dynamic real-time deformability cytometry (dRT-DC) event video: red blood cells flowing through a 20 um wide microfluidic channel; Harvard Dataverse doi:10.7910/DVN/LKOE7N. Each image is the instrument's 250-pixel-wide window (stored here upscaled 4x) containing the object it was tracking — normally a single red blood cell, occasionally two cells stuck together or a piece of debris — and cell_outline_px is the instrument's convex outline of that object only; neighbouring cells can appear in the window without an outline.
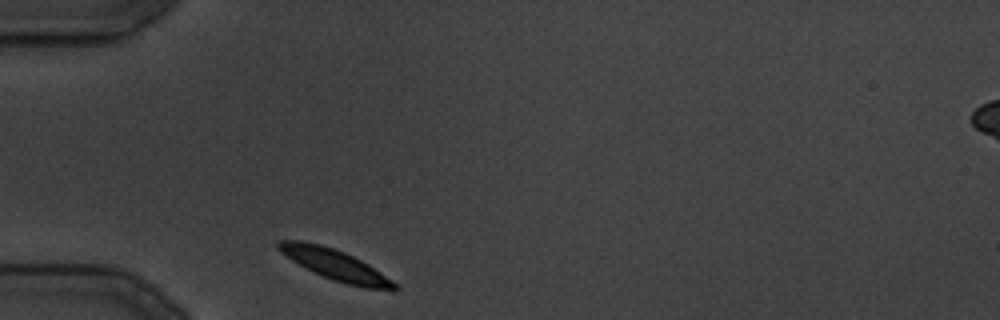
{"species": "common noctule bat (a hibernating species)", "species_latin": "Nyctalus noctula", "temperature_condition": "cold", "stored_images_in_passage": 9, "camera_frame_rate_fps": 3000, "um_per_image_px": 0.085, "animal": {"sex": "male", "body_mass_g": 19.5, "forearm_length_mm": 54.6}, "frame": {"image": 1, "passage_image": 1, "time_ms": 0.0, "image_size_px": [1000, 320], "cell_outline_px": [[400, 288], [392, 292], [364, 288], [348, 284], [324, 276], [292, 260], [280, 252], [276, 248], [276, 244], [280, 240], [300, 240], [320, 244], [344, 252], [368, 264], [392, 280]], "centroid_in_image_um": [28.55, 22.52], "position_along_channel_um": 56.5, "area_um2": 20.46}}
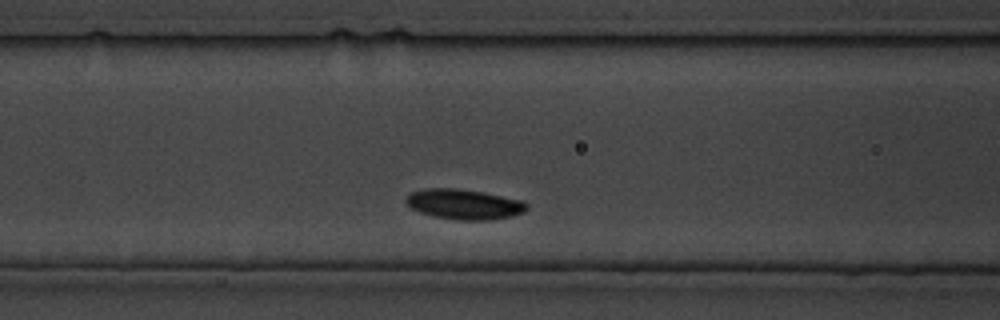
{"frame": {"image": 2, "passage_image": 6, "time_ms": 5.667, "image_size_px": [1000, 320], "cell_outline_px": [[528, 208], [524, 212], [512, 216], [492, 220], [456, 220], [432, 216], [420, 212], [412, 208], [404, 200], [412, 192], [428, 188], [456, 188], [484, 192], [524, 200], [528, 204]], "centroid_in_image_um": [39.5, 17.36], "position_along_channel_um": 127.1, "area_um2": 21.39}}
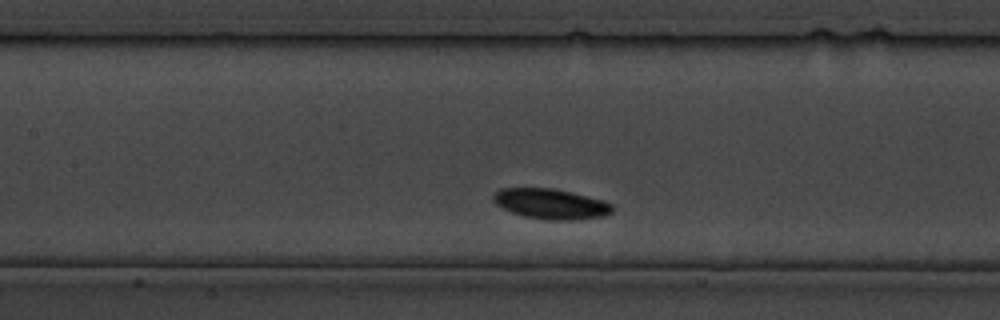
{"frame": {"image": 3, "passage_image": 8, "time_ms": 8.0, "image_size_px": [1000, 320], "cell_outline_px": [[616, 208], [612, 212], [604, 216], [572, 220], [548, 220], [524, 216], [512, 212], [496, 204], [492, 200], [492, 196], [500, 188], [552, 188], [572, 192], [600, 200], [612, 204]], "centroid_in_image_um": [46.82, 17.33], "position_along_channel_um": 160.6, "area_um2": 20.92}}